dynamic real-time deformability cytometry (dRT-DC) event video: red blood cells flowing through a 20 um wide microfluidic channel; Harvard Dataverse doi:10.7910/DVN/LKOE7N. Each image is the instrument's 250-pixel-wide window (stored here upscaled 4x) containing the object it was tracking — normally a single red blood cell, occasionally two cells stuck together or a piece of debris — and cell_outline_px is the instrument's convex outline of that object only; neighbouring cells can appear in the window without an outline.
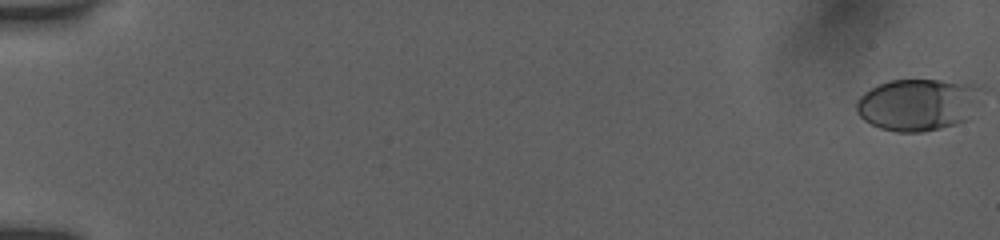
{"species": "human", "species_latin": "Homo sapiens", "temperature_condition": "room temperature", "stored_images_in_passage": 55, "camera_frame_rate_fps": 3000, "um_per_image_px": 0.085, "donor": {"sex": "female"}, "frame": {"image": 1, "passage_image": 1, "time_ms": 0.0, "image_size_px": [1000, 240], "cell_outline_px": [[980, 88], [964, 120], [956, 124], [924, 132], [896, 132], [880, 128], [864, 120], [856, 112], [856, 104], [860, 96], [864, 92], [888, 80], [972, 80]], "centroid_in_image_um": [77.96, 8.86], "position_along_channel_um": 7.0, "area_um2": 37.51}}
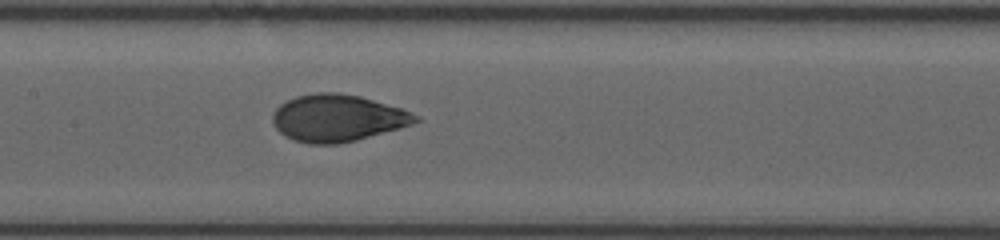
{"frame": {"image": 2, "passage_image": 29, "time_ms": 9.333, "image_size_px": [1000, 240], "cell_outline_px": [[420, 120], [412, 124], [400, 128], [356, 140], [336, 144], [308, 144], [292, 140], [284, 136], [276, 128], [272, 120], [272, 116], [276, 108], [280, 104], [296, 96], [316, 92], [340, 92], [360, 96], [400, 108], [420, 116]], "centroid_in_image_um": [28.67, 10.03], "position_along_channel_um": 178.7, "area_um2": 39.19}}
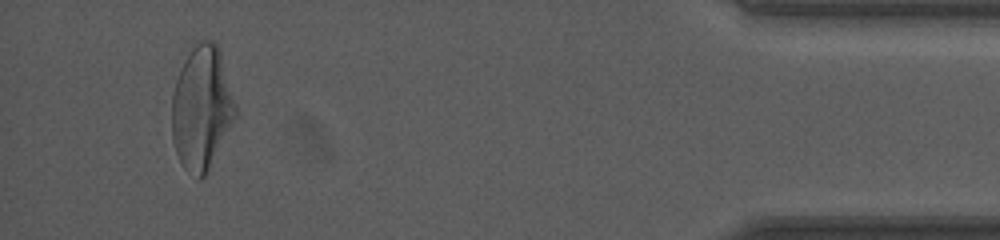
{"frame": {"image": 3, "passage_image": 52, "time_ms": 17.0, "image_size_px": [1000, 240], "cell_outline_px": [[236, 116], [208, 172], [200, 180], [196, 180], [180, 164], [172, 140], [172, 92], [180, 68], [184, 60], [196, 40], [212, 40], [220, 48], [236, 104]], "centroid_in_image_um": [17.14, 9.18], "position_along_channel_um": 418.1, "area_um2": 46.41}, "authors_computed_cell_mechanics": {"area_um2": 38.6104, "velocity_mm_per_s": 3.9084, "shape_relaxation_time_tau1_ms": 3.6643, "shape_relaxation_time_tau2_ms": 0.6139, "deformation_change_tau1": 0.1665, "deformation_change_tau2": 0.0528}}